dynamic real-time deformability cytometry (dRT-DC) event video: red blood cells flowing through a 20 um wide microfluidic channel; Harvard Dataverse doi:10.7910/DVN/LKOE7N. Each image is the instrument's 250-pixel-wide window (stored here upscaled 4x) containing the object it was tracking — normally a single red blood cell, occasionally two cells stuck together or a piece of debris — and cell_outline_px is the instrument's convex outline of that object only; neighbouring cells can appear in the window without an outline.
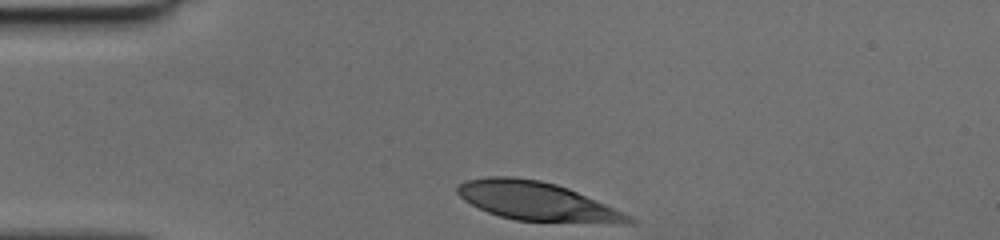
{"species": "human", "species_latin": "Homo sapiens", "temperature_condition": "cold", "stored_images_in_passage": 28, "camera_frame_rate_fps": 3000, "um_per_image_px": 0.085, "donor": {"sex": "female"}, "frame": {"image": 1, "passage_image": 1, "time_ms": 0.0, "image_size_px": [1000, 240], "cell_outline_px": [[636, 224], [612, 224], [516, 220], [500, 216], [488, 212], [464, 200], [456, 192], [456, 188], [464, 180], [488, 176], [512, 176], [540, 180], [556, 184], [568, 188], [616, 208], [632, 216], [636, 220]], "centroid_in_image_um": [45.7, 17.12], "position_along_channel_um": 39.3, "area_um2": 38.96}}
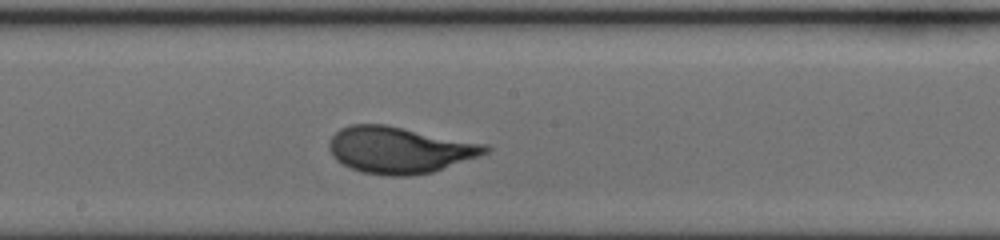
{"frame": {"image": 2, "passage_image": 16, "time_ms": 5.0, "image_size_px": [1000, 240], "cell_outline_px": [[492, 148], [488, 152], [480, 156], [432, 172], [412, 176], [388, 176], [360, 172], [348, 168], [336, 160], [332, 156], [328, 148], [328, 144], [332, 136], [340, 128], [352, 124], [384, 124], [488, 144]], "centroid_in_image_um": [33.95, 12.75], "position_along_channel_um": 214.3, "area_um2": 42.71}}
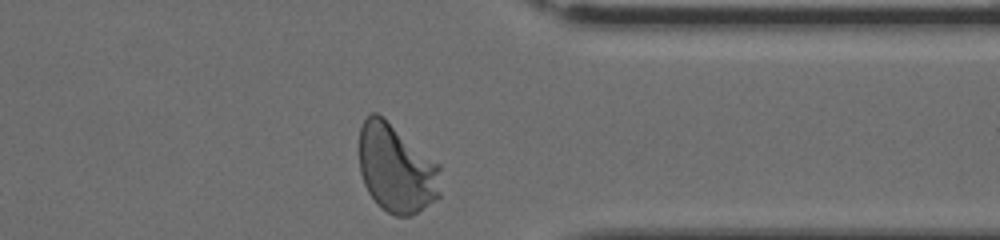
{"frame": {"image": 3, "passage_image": 28, "time_ms": 9.0, "image_size_px": [1000, 240], "cell_outline_px": [[440, 196], [416, 212], [408, 216], [396, 216], [380, 208], [376, 204], [368, 192], [364, 184], [360, 172], [360, 128], [364, 120], [372, 112], [376, 112], [440, 164]], "centroid_in_image_um": [33.68, 14.34], "position_along_channel_um": 377.7, "area_um2": 41.62}}